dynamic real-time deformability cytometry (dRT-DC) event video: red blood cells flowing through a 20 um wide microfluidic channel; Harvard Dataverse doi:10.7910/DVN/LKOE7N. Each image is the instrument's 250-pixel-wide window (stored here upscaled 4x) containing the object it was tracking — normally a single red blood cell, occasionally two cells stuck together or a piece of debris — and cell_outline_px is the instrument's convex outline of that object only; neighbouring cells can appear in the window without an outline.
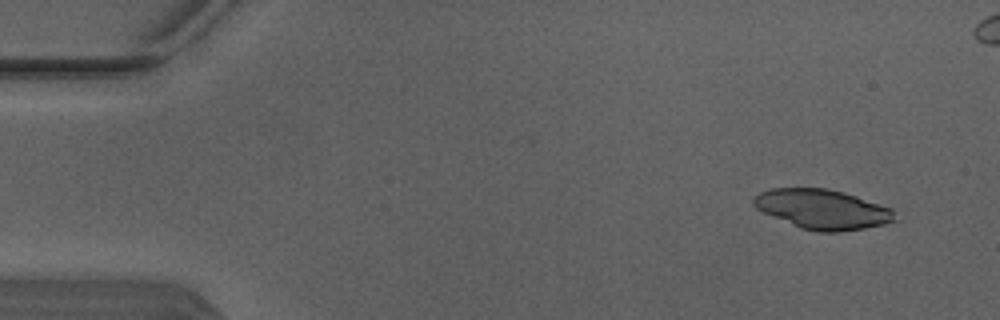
{"species": "Egyptian fruit bat (a non-hibernating species)", "species_latin": "Rousettus aegyptiacus", "temperature_condition": "warm", "stored_images_in_passage": 5, "camera_frame_rate_fps": 3000, "um_per_image_px": 0.085, "animal": {"sex": "male"}, "frame": {"image": 1, "passage_image": 2, "time_ms": 0.333, "image_size_px": [1000, 320], "cell_outline_px": [[896, 220], [884, 224], [864, 228], [840, 232], [820, 232], [800, 228], [764, 212], [756, 208], [752, 204], [752, 200], [760, 192], [772, 188], [828, 188], [844, 192], [892, 208]], "centroid_in_image_um": [69.91, 17.78], "position_along_channel_um": 15.1, "area_um2": 32.48}}